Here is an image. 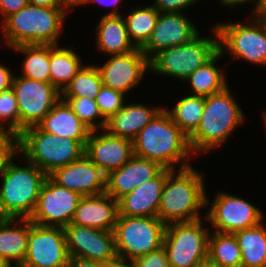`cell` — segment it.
I'll return each instance as SVG.
<instances>
[{
  "mask_svg": "<svg viewBox=\"0 0 266 267\" xmlns=\"http://www.w3.org/2000/svg\"><path fill=\"white\" fill-rule=\"evenodd\" d=\"M19 152L0 144V218H30L47 175L35 164L14 163Z\"/></svg>",
  "mask_w": 266,
  "mask_h": 267,
  "instance_id": "6da1fadb",
  "label": "cell"
},
{
  "mask_svg": "<svg viewBox=\"0 0 266 267\" xmlns=\"http://www.w3.org/2000/svg\"><path fill=\"white\" fill-rule=\"evenodd\" d=\"M81 195L46 177L29 220L41 226L64 228L71 223Z\"/></svg>",
  "mask_w": 266,
  "mask_h": 267,
  "instance_id": "5bb4252c",
  "label": "cell"
},
{
  "mask_svg": "<svg viewBox=\"0 0 266 267\" xmlns=\"http://www.w3.org/2000/svg\"><path fill=\"white\" fill-rule=\"evenodd\" d=\"M103 267H137L134 259H128L116 255L113 259L103 263Z\"/></svg>",
  "mask_w": 266,
  "mask_h": 267,
  "instance_id": "7bdbcfd3",
  "label": "cell"
},
{
  "mask_svg": "<svg viewBox=\"0 0 266 267\" xmlns=\"http://www.w3.org/2000/svg\"><path fill=\"white\" fill-rule=\"evenodd\" d=\"M134 261L137 267H170L167 251L163 246L158 250L137 257Z\"/></svg>",
  "mask_w": 266,
  "mask_h": 267,
  "instance_id": "74e56055",
  "label": "cell"
},
{
  "mask_svg": "<svg viewBox=\"0 0 266 267\" xmlns=\"http://www.w3.org/2000/svg\"><path fill=\"white\" fill-rule=\"evenodd\" d=\"M96 67L104 86L126 95L150 70V60L141 48H136L125 54L110 55L103 65Z\"/></svg>",
  "mask_w": 266,
  "mask_h": 267,
  "instance_id": "9a60e30c",
  "label": "cell"
},
{
  "mask_svg": "<svg viewBox=\"0 0 266 267\" xmlns=\"http://www.w3.org/2000/svg\"><path fill=\"white\" fill-rule=\"evenodd\" d=\"M0 267H13L10 263H8L4 258L0 257Z\"/></svg>",
  "mask_w": 266,
  "mask_h": 267,
  "instance_id": "f907efd6",
  "label": "cell"
},
{
  "mask_svg": "<svg viewBox=\"0 0 266 267\" xmlns=\"http://www.w3.org/2000/svg\"><path fill=\"white\" fill-rule=\"evenodd\" d=\"M67 267H103V263L75 256H70Z\"/></svg>",
  "mask_w": 266,
  "mask_h": 267,
  "instance_id": "b9f144b4",
  "label": "cell"
},
{
  "mask_svg": "<svg viewBox=\"0 0 266 267\" xmlns=\"http://www.w3.org/2000/svg\"><path fill=\"white\" fill-rule=\"evenodd\" d=\"M242 254L241 267H266V225L234 233Z\"/></svg>",
  "mask_w": 266,
  "mask_h": 267,
  "instance_id": "f1b7e54d",
  "label": "cell"
},
{
  "mask_svg": "<svg viewBox=\"0 0 266 267\" xmlns=\"http://www.w3.org/2000/svg\"><path fill=\"white\" fill-rule=\"evenodd\" d=\"M19 135L20 116L16 96L11 87L0 92V144H11Z\"/></svg>",
  "mask_w": 266,
  "mask_h": 267,
  "instance_id": "836d02e7",
  "label": "cell"
},
{
  "mask_svg": "<svg viewBox=\"0 0 266 267\" xmlns=\"http://www.w3.org/2000/svg\"><path fill=\"white\" fill-rule=\"evenodd\" d=\"M255 16L266 18V0H260Z\"/></svg>",
  "mask_w": 266,
  "mask_h": 267,
  "instance_id": "c3c4849f",
  "label": "cell"
},
{
  "mask_svg": "<svg viewBox=\"0 0 266 267\" xmlns=\"http://www.w3.org/2000/svg\"><path fill=\"white\" fill-rule=\"evenodd\" d=\"M200 0H155L152 5L159 10V12H182L187 7H191Z\"/></svg>",
  "mask_w": 266,
  "mask_h": 267,
  "instance_id": "f35d334b",
  "label": "cell"
},
{
  "mask_svg": "<svg viewBox=\"0 0 266 267\" xmlns=\"http://www.w3.org/2000/svg\"><path fill=\"white\" fill-rule=\"evenodd\" d=\"M87 141L61 138L42 131L37 125L25 128L11 143L26 161L35 164L47 176L55 169L80 159Z\"/></svg>",
  "mask_w": 266,
  "mask_h": 267,
  "instance_id": "8992f818",
  "label": "cell"
},
{
  "mask_svg": "<svg viewBox=\"0 0 266 267\" xmlns=\"http://www.w3.org/2000/svg\"><path fill=\"white\" fill-rule=\"evenodd\" d=\"M120 2H121V0H87L86 4L99 3V4H103L104 6L111 5V8H113V7L117 6Z\"/></svg>",
  "mask_w": 266,
  "mask_h": 267,
  "instance_id": "7dc6e473",
  "label": "cell"
},
{
  "mask_svg": "<svg viewBox=\"0 0 266 267\" xmlns=\"http://www.w3.org/2000/svg\"><path fill=\"white\" fill-rule=\"evenodd\" d=\"M74 46L50 45V83L62 92L83 66Z\"/></svg>",
  "mask_w": 266,
  "mask_h": 267,
  "instance_id": "4316f807",
  "label": "cell"
},
{
  "mask_svg": "<svg viewBox=\"0 0 266 267\" xmlns=\"http://www.w3.org/2000/svg\"><path fill=\"white\" fill-rule=\"evenodd\" d=\"M28 0H0V15L3 18L2 21L12 13L20 11L27 6Z\"/></svg>",
  "mask_w": 266,
  "mask_h": 267,
  "instance_id": "ab89813d",
  "label": "cell"
},
{
  "mask_svg": "<svg viewBox=\"0 0 266 267\" xmlns=\"http://www.w3.org/2000/svg\"><path fill=\"white\" fill-rule=\"evenodd\" d=\"M14 75L6 66L0 64V92L12 87Z\"/></svg>",
  "mask_w": 266,
  "mask_h": 267,
  "instance_id": "60d3db41",
  "label": "cell"
},
{
  "mask_svg": "<svg viewBox=\"0 0 266 267\" xmlns=\"http://www.w3.org/2000/svg\"><path fill=\"white\" fill-rule=\"evenodd\" d=\"M29 231V218H0V257L20 267L26 258Z\"/></svg>",
  "mask_w": 266,
  "mask_h": 267,
  "instance_id": "484cf974",
  "label": "cell"
},
{
  "mask_svg": "<svg viewBox=\"0 0 266 267\" xmlns=\"http://www.w3.org/2000/svg\"><path fill=\"white\" fill-rule=\"evenodd\" d=\"M134 155L153 160L163 168L175 170L192 166L188 136L173 122L163 109L149 122L133 140Z\"/></svg>",
  "mask_w": 266,
  "mask_h": 267,
  "instance_id": "7a4b0ae2",
  "label": "cell"
},
{
  "mask_svg": "<svg viewBox=\"0 0 266 267\" xmlns=\"http://www.w3.org/2000/svg\"><path fill=\"white\" fill-rule=\"evenodd\" d=\"M223 54L218 51L209 61L190 74L184 81L190 84V95L210 96L224 90L228 86L224 71L216 66Z\"/></svg>",
  "mask_w": 266,
  "mask_h": 267,
  "instance_id": "83f0119b",
  "label": "cell"
},
{
  "mask_svg": "<svg viewBox=\"0 0 266 267\" xmlns=\"http://www.w3.org/2000/svg\"><path fill=\"white\" fill-rule=\"evenodd\" d=\"M118 214V200L106 192L94 196H82L71 223L113 231Z\"/></svg>",
  "mask_w": 266,
  "mask_h": 267,
  "instance_id": "7402d4cb",
  "label": "cell"
},
{
  "mask_svg": "<svg viewBox=\"0 0 266 267\" xmlns=\"http://www.w3.org/2000/svg\"><path fill=\"white\" fill-rule=\"evenodd\" d=\"M66 16L60 7L28 4L1 22L4 42L10 48L22 44L59 45Z\"/></svg>",
  "mask_w": 266,
  "mask_h": 267,
  "instance_id": "5b68a950",
  "label": "cell"
},
{
  "mask_svg": "<svg viewBox=\"0 0 266 267\" xmlns=\"http://www.w3.org/2000/svg\"><path fill=\"white\" fill-rule=\"evenodd\" d=\"M205 106V97L188 95L180 98L172 109L165 107L173 122L189 137L199 126Z\"/></svg>",
  "mask_w": 266,
  "mask_h": 267,
  "instance_id": "d6a6232c",
  "label": "cell"
},
{
  "mask_svg": "<svg viewBox=\"0 0 266 267\" xmlns=\"http://www.w3.org/2000/svg\"><path fill=\"white\" fill-rule=\"evenodd\" d=\"M244 115L228 86L219 93L206 96L199 126L188 137L193 157L209 153L225 143L246 119Z\"/></svg>",
  "mask_w": 266,
  "mask_h": 267,
  "instance_id": "277c9868",
  "label": "cell"
},
{
  "mask_svg": "<svg viewBox=\"0 0 266 267\" xmlns=\"http://www.w3.org/2000/svg\"><path fill=\"white\" fill-rule=\"evenodd\" d=\"M61 99L69 104L73 112L91 131L99 129L102 132L105 129L106 120L102 117L95 98L61 97Z\"/></svg>",
  "mask_w": 266,
  "mask_h": 267,
  "instance_id": "d590c367",
  "label": "cell"
},
{
  "mask_svg": "<svg viewBox=\"0 0 266 267\" xmlns=\"http://www.w3.org/2000/svg\"><path fill=\"white\" fill-rule=\"evenodd\" d=\"M203 174L192 166L170 170L162 190L157 217L164 223L190 222L201 219L206 207V187Z\"/></svg>",
  "mask_w": 266,
  "mask_h": 267,
  "instance_id": "3957f363",
  "label": "cell"
},
{
  "mask_svg": "<svg viewBox=\"0 0 266 267\" xmlns=\"http://www.w3.org/2000/svg\"><path fill=\"white\" fill-rule=\"evenodd\" d=\"M166 224L158 217H130L118 214L113 230L116 254L128 259L163 246Z\"/></svg>",
  "mask_w": 266,
  "mask_h": 267,
  "instance_id": "9c48e42d",
  "label": "cell"
},
{
  "mask_svg": "<svg viewBox=\"0 0 266 267\" xmlns=\"http://www.w3.org/2000/svg\"><path fill=\"white\" fill-rule=\"evenodd\" d=\"M206 194V207L204 220L212 225L215 232L234 234L240 230L252 228L263 221L264 213L239 196L225 193H216L212 204Z\"/></svg>",
  "mask_w": 266,
  "mask_h": 267,
  "instance_id": "8fae6325",
  "label": "cell"
},
{
  "mask_svg": "<svg viewBox=\"0 0 266 267\" xmlns=\"http://www.w3.org/2000/svg\"><path fill=\"white\" fill-rule=\"evenodd\" d=\"M164 168L157 162L134 155L121 168L106 176V193L119 200L138 185L155 178Z\"/></svg>",
  "mask_w": 266,
  "mask_h": 267,
  "instance_id": "ffe728a7",
  "label": "cell"
},
{
  "mask_svg": "<svg viewBox=\"0 0 266 267\" xmlns=\"http://www.w3.org/2000/svg\"><path fill=\"white\" fill-rule=\"evenodd\" d=\"M128 13L124 19L129 38L136 48H142L148 42L160 12L153 5H148L136 7Z\"/></svg>",
  "mask_w": 266,
  "mask_h": 267,
  "instance_id": "1f68e13d",
  "label": "cell"
},
{
  "mask_svg": "<svg viewBox=\"0 0 266 267\" xmlns=\"http://www.w3.org/2000/svg\"><path fill=\"white\" fill-rule=\"evenodd\" d=\"M264 113H263V119L262 120H264L263 121V123H264V127L266 128V111H263Z\"/></svg>",
  "mask_w": 266,
  "mask_h": 267,
  "instance_id": "816d5d0a",
  "label": "cell"
},
{
  "mask_svg": "<svg viewBox=\"0 0 266 267\" xmlns=\"http://www.w3.org/2000/svg\"><path fill=\"white\" fill-rule=\"evenodd\" d=\"M59 7L62 8L67 14L73 7L78 5H85L87 0H57Z\"/></svg>",
  "mask_w": 266,
  "mask_h": 267,
  "instance_id": "f6af8a7d",
  "label": "cell"
},
{
  "mask_svg": "<svg viewBox=\"0 0 266 267\" xmlns=\"http://www.w3.org/2000/svg\"><path fill=\"white\" fill-rule=\"evenodd\" d=\"M111 9L96 26V47L107 55L125 54L136 49L131 42L124 16Z\"/></svg>",
  "mask_w": 266,
  "mask_h": 267,
  "instance_id": "603a6c76",
  "label": "cell"
},
{
  "mask_svg": "<svg viewBox=\"0 0 266 267\" xmlns=\"http://www.w3.org/2000/svg\"><path fill=\"white\" fill-rule=\"evenodd\" d=\"M15 93L20 116V134L25 128L37 125L61 99V92L51 83L14 76Z\"/></svg>",
  "mask_w": 266,
  "mask_h": 267,
  "instance_id": "7c38bea8",
  "label": "cell"
},
{
  "mask_svg": "<svg viewBox=\"0 0 266 267\" xmlns=\"http://www.w3.org/2000/svg\"><path fill=\"white\" fill-rule=\"evenodd\" d=\"M102 131L98 135L97 131H91L84 154L107 176L134 156V148L132 140Z\"/></svg>",
  "mask_w": 266,
  "mask_h": 267,
  "instance_id": "d6986e66",
  "label": "cell"
},
{
  "mask_svg": "<svg viewBox=\"0 0 266 267\" xmlns=\"http://www.w3.org/2000/svg\"><path fill=\"white\" fill-rule=\"evenodd\" d=\"M202 220L166 224L163 247L170 267H194L208 258L210 230L203 227Z\"/></svg>",
  "mask_w": 266,
  "mask_h": 267,
  "instance_id": "30bf717a",
  "label": "cell"
},
{
  "mask_svg": "<svg viewBox=\"0 0 266 267\" xmlns=\"http://www.w3.org/2000/svg\"><path fill=\"white\" fill-rule=\"evenodd\" d=\"M166 178L164 168L155 178L138 185L118 200L119 215L157 217Z\"/></svg>",
  "mask_w": 266,
  "mask_h": 267,
  "instance_id": "44dd1931",
  "label": "cell"
},
{
  "mask_svg": "<svg viewBox=\"0 0 266 267\" xmlns=\"http://www.w3.org/2000/svg\"><path fill=\"white\" fill-rule=\"evenodd\" d=\"M69 258L63 228L30 221L26 258L20 267H67Z\"/></svg>",
  "mask_w": 266,
  "mask_h": 267,
  "instance_id": "4fadbf2b",
  "label": "cell"
},
{
  "mask_svg": "<svg viewBox=\"0 0 266 267\" xmlns=\"http://www.w3.org/2000/svg\"><path fill=\"white\" fill-rule=\"evenodd\" d=\"M125 94L102 86L99 94L95 97L99 111L105 120H108L112 115H115L125 103Z\"/></svg>",
  "mask_w": 266,
  "mask_h": 267,
  "instance_id": "8d00e7d4",
  "label": "cell"
},
{
  "mask_svg": "<svg viewBox=\"0 0 266 267\" xmlns=\"http://www.w3.org/2000/svg\"><path fill=\"white\" fill-rule=\"evenodd\" d=\"M102 86V78L96 65H83L61 92V97L95 98Z\"/></svg>",
  "mask_w": 266,
  "mask_h": 267,
  "instance_id": "e575fe53",
  "label": "cell"
},
{
  "mask_svg": "<svg viewBox=\"0 0 266 267\" xmlns=\"http://www.w3.org/2000/svg\"><path fill=\"white\" fill-rule=\"evenodd\" d=\"M55 183L81 196L105 193L106 175L85 154L48 175Z\"/></svg>",
  "mask_w": 266,
  "mask_h": 267,
  "instance_id": "ac0fdd59",
  "label": "cell"
},
{
  "mask_svg": "<svg viewBox=\"0 0 266 267\" xmlns=\"http://www.w3.org/2000/svg\"><path fill=\"white\" fill-rule=\"evenodd\" d=\"M208 258L219 267H241L242 254L235 235L210 232Z\"/></svg>",
  "mask_w": 266,
  "mask_h": 267,
  "instance_id": "4dcf8cb0",
  "label": "cell"
},
{
  "mask_svg": "<svg viewBox=\"0 0 266 267\" xmlns=\"http://www.w3.org/2000/svg\"><path fill=\"white\" fill-rule=\"evenodd\" d=\"M162 109V107H148L141 103L124 104L115 115L106 120L104 130L111 135L133 141Z\"/></svg>",
  "mask_w": 266,
  "mask_h": 267,
  "instance_id": "cb8c5ba5",
  "label": "cell"
},
{
  "mask_svg": "<svg viewBox=\"0 0 266 267\" xmlns=\"http://www.w3.org/2000/svg\"><path fill=\"white\" fill-rule=\"evenodd\" d=\"M194 267H219L215 262L211 261L209 258H206L198 262Z\"/></svg>",
  "mask_w": 266,
  "mask_h": 267,
  "instance_id": "681fc988",
  "label": "cell"
},
{
  "mask_svg": "<svg viewBox=\"0 0 266 267\" xmlns=\"http://www.w3.org/2000/svg\"><path fill=\"white\" fill-rule=\"evenodd\" d=\"M70 256L105 263L117 254L113 231L68 224L63 228Z\"/></svg>",
  "mask_w": 266,
  "mask_h": 267,
  "instance_id": "2e32d148",
  "label": "cell"
},
{
  "mask_svg": "<svg viewBox=\"0 0 266 267\" xmlns=\"http://www.w3.org/2000/svg\"><path fill=\"white\" fill-rule=\"evenodd\" d=\"M219 51L233 59L266 66V20L252 15L248 23H217ZM228 51V52H227Z\"/></svg>",
  "mask_w": 266,
  "mask_h": 267,
  "instance_id": "ba28073f",
  "label": "cell"
},
{
  "mask_svg": "<svg viewBox=\"0 0 266 267\" xmlns=\"http://www.w3.org/2000/svg\"><path fill=\"white\" fill-rule=\"evenodd\" d=\"M37 126L49 134L76 141H87L91 133L69 104L62 99L53 106Z\"/></svg>",
  "mask_w": 266,
  "mask_h": 267,
  "instance_id": "d4e9b609",
  "label": "cell"
},
{
  "mask_svg": "<svg viewBox=\"0 0 266 267\" xmlns=\"http://www.w3.org/2000/svg\"><path fill=\"white\" fill-rule=\"evenodd\" d=\"M28 3L40 7H59L57 0H28Z\"/></svg>",
  "mask_w": 266,
  "mask_h": 267,
  "instance_id": "bcb514c9",
  "label": "cell"
},
{
  "mask_svg": "<svg viewBox=\"0 0 266 267\" xmlns=\"http://www.w3.org/2000/svg\"><path fill=\"white\" fill-rule=\"evenodd\" d=\"M253 1L255 3H254V6H253L254 8L252 10V15H255V13L257 11V8L259 6L260 0H219L221 5L223 4L222 6H226V7H234V6L237 7V5L239 7V5L242 6L245 3L248 4L250 2L252 3Z\"/></svg>",
  "mask_w": 266,
  "mask_h": 267,
  "instance_id": "ee69618b",
  "label": "cell"
},
{
  "mask_svg": "<svg viewBox=\"0 0 266 267\" xmlns=\"http://www.w3.org/2000/svg\"><path fill=\"white\" fill-rule=\"evenodd\" d=\"M12 49L26 56L22 64L23 77L50 83V45L22 44Z\"/></svg>",
  "mask_w": 266,
  "mask_h": 267,
  "instance_id": "f546056e",
  "label": "cell"
},
{
  "mask_svg": "<svg viewBox=\"0 0 266 267\" xmlns=\"http://www.w3.org/2000/svg\"><path fill=\"white\" fill-rule=\"evenodd\" d=\"M214 37H201L183 45L165 48L150 59V72L184 81L219 51V35L212 28Z\"/></svg>",
  "mask_w": 266,
  "mask_h": 267,
  "instance_id": "52a82bcc",
  "label": "cell"
},
{
  "mask_svg": "<svg viewBox=\"0 0 266 267\" xmlns=\"http://www.w3.org/2000/svg\"><path fill=\"white\" fill-rule=\"evenodd\" d=\"M200 33L183 12H160L148 42L141 48L150 60L159 51L192 41Z\"/></svg>",
  "mask_w": 266,
  "mask_h": 267,
  "instance_id": "e0dca14e",
  "label": "cell"
}]
</instances>
